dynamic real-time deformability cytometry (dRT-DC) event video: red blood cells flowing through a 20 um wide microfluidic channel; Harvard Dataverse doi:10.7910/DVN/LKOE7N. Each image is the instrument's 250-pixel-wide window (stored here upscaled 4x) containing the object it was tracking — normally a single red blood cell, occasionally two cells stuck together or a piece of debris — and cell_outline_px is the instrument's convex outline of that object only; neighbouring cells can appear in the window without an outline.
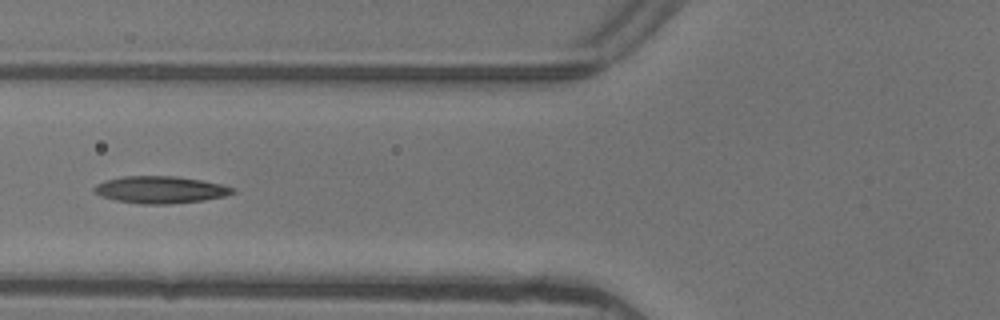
{"species": "common noctule bat (a hibernating species)", "species_latin": "Nyctalus noctula", "temperature_condition": "warm", "stored_images_in_passage": 5, "camera_frame_rate_fps": 3000, "um_per_image_px": 0.085, "animal": {"sex": "female"}, "frame": {"image": 1, "passage_image": 5, "time_ms": 1.333, "image_size_px": [1000, 320], "cell_outline_px": [[236, 192], [224, 196], [204, 200], [168, 204], [140, 204], [116, 200], [100, 196], [92, 188], [96, 184], [120, 176], [176, 176], [200, 180], [220, 184], [236, 188]], "centroid_in_image_um": [13.63, 16.12], "position_along_channel_um": 112.2, "area_um2": 21.79}}